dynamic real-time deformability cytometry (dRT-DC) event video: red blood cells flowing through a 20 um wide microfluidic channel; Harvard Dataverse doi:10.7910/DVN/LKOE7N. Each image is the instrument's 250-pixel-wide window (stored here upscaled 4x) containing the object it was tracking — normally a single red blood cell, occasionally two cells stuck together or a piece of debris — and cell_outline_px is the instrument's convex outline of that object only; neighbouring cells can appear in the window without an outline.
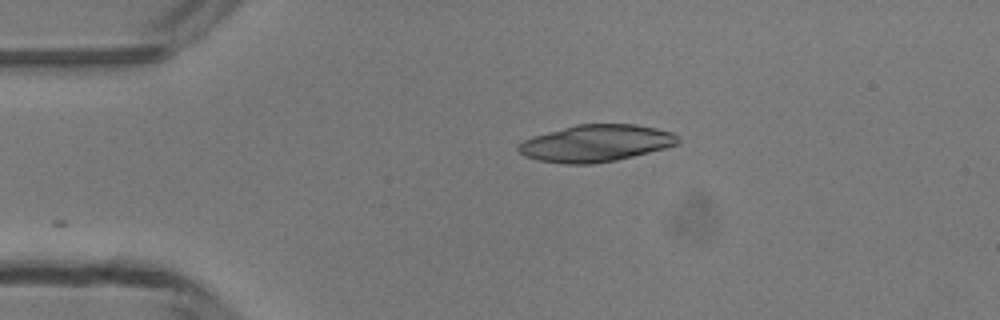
{"species": "common noctule bat (a hibernating species)", "species_latin": "Nyctalus noctula", "temperature_condition": "room temperature", "stored_images_in_passage": 28, "camera_frame_rate_fps": 3000, "um_per_image_px": 0.085, "animal": {"sex": "male", "body_mass_g": 13.3}, "frame": {"image": 1, "passage_image": 1, "time_ms": 0.0, "image_size_px": [1000, 320], "cell_outline_px": [[680, 140], [676, 144], [664, 148], [616, 160], [592, 164], [564, 164], [540, 160], [524, 156], [516, 148], [524, 140], [532, 136], [576, 124], [636, 124], [656, 128], [672, 132], [680, 136]], "centroid_in_image_um": [50.65, 12.17], "position_along_channel_um": 34.4, "area_um2": 34.22}}